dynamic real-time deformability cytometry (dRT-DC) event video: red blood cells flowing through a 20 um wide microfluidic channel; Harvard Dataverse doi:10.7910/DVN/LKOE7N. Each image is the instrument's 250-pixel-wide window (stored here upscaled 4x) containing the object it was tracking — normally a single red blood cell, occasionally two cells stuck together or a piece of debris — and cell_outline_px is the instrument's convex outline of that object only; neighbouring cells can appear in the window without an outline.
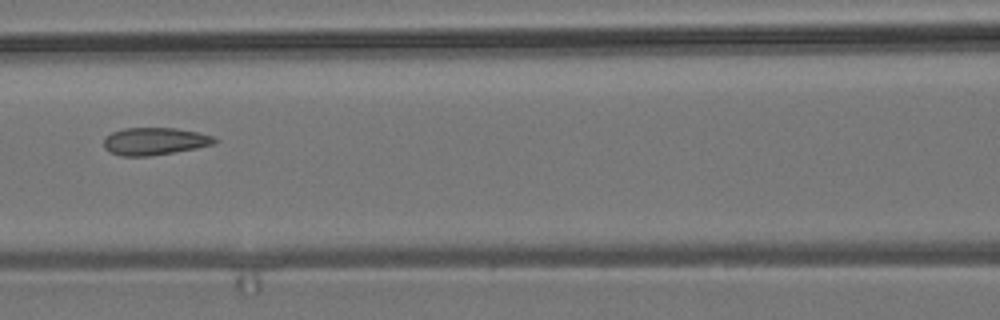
{"species": "common noctule bat (a hibernating species)", "species_latin": "Nyctalus noctula", "temperature_condition": "room temperature", "stored_images_in_passage": 9, "camera_frame_rate_fps": 3000, "um_per_image_px": 0.085, "animal": {"sex": "male", "body_mass_g": 19.2, "forearm_length_mm": 51.8}, "frame": {"image": 1, "passage_image": 6, "time_ms": 6.667, "image_size_px": [1000, 320], "cell_outline_px": [[220, 140], [212, 144], [196, 148], [148, 156], [120, 156], [104, 148], [104, 140], [112, 132], [124, 128], [176, 128], [196, 132], [212, 136]], "centroid_in_image_um": [13.14, 12.0], "position_along_channel_um": 153.5, "area_um2": 17.46}}
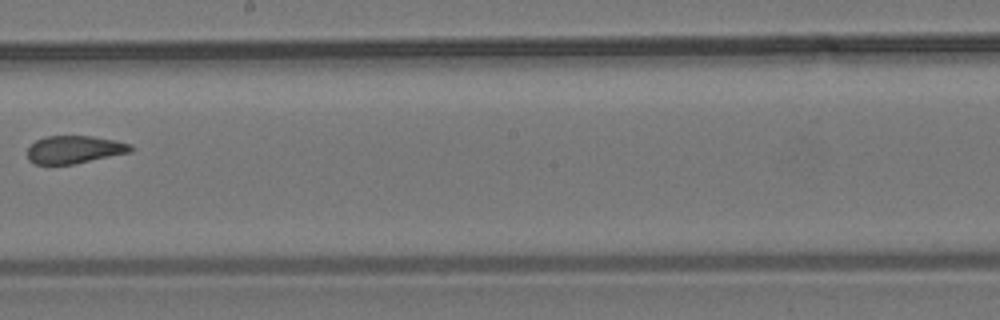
{"frame": {"image": 2, "passage_image": 8, "time_ms": 9.0, "image_size_px": [1000, 320], "cell_outline_px": [[136, 148], [132, 152], [76, 164], [36, 164], [28, 160], [28, 148], [36, 140], [44, 136], [92, 136], [116, 140], [132, 144]], "centroid_in_image_um": [6.39, 12.71], "position_along_channel_um": 241.8, "area_um2": 16.99}}
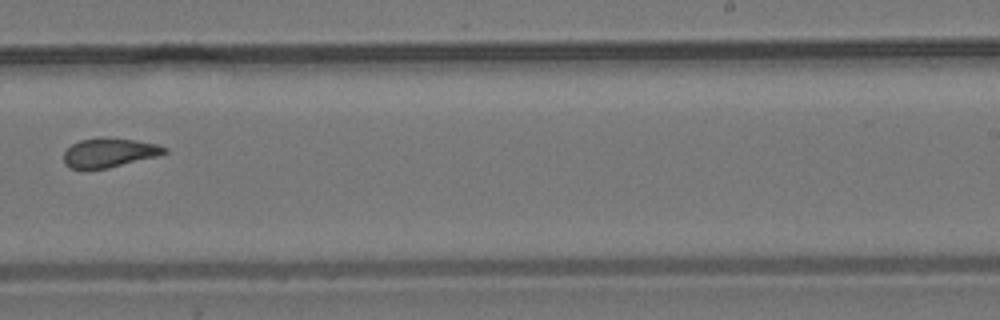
{"frame": {"image": 3, "passage_image": 9, "time_ms": 10.0, "image_size_px": [1000, 320], "cell_outline_px": [[168, 152], [156, 156], [108, 168], [72, 168], [64, 164], [64, 152], [72, 144], [80, 140], [100, 136], [104, 136], [136, 140], [160, 144], [168, 148]], "centroid_in_image_um": [9.31, 12.94], "position_along_channel_um": 279.7, "area_um2": 17.22}}